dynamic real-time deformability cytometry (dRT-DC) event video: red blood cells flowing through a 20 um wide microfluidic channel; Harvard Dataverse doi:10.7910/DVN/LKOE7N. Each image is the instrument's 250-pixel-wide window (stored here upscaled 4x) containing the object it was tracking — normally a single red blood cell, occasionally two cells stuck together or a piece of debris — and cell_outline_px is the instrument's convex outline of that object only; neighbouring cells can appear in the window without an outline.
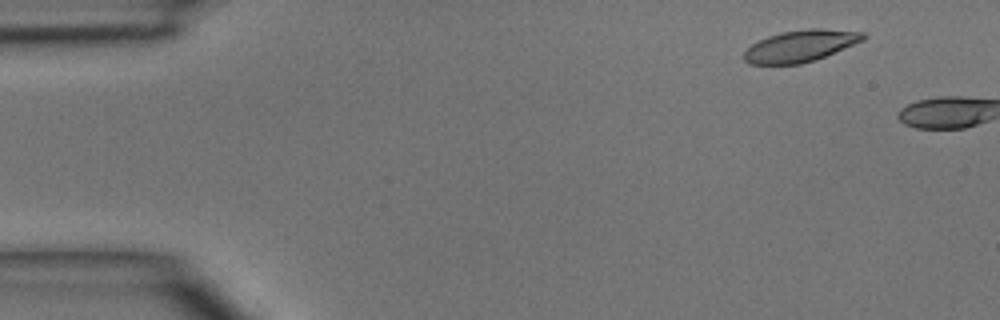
{"species": "common noctule bat (a hibernating species)", "species_latin": "Nyctalus noctula", "temperature_condition": "room temperature", "stored_images_in_passage": 2, "camera_frame_rate_fps": 3000, "um_per_image_px": 0.085, "animal": {"sex": "male", "body_mass_g": 15.6}, "frame": {"image": 1, "passage_image": 1, "time_ms": 0.0, "image_size_px": [1000, 320], "cell_outline_px": [[868, 36], [864, 40], [824, 56], [800, 64], [748, 64], [744, 60], [744, 52], [752, 44], [768, 36], [780, 32], [808, 28], [820, 28], [864, 32]], "centroid_in_image_um": [68.04, 3.89], "position_along_channel_um": 17.0, "area_um2": 21.85}}